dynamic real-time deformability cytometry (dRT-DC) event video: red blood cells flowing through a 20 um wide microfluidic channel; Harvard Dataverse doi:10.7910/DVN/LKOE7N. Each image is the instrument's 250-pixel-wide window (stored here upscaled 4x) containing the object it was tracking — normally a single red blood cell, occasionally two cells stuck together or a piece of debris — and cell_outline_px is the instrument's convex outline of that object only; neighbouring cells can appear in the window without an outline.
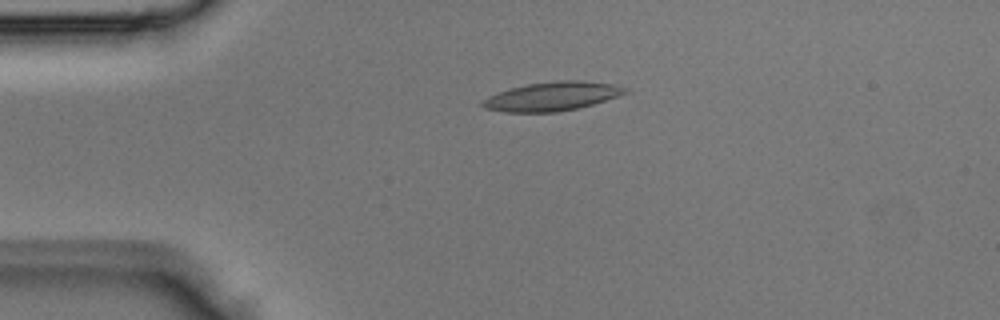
{"species": "Egyptian fruit bat (a non-hibernating species)", "species_latin": "Rousettus aegyptiacus", "temperature_condition": "room temperature", "stored_images_in_passage": 4, "camera_frame_rate_fps": 3000, "um_per_image_px": 0.085, "animal": {"sex": "male"}, "frame": {"image": 1, "passage_image": 3, "time_ms": 0.667, "image_size_px": [1000, 320], "cell_outline_px": [[628, 92], [592, 104], [576, 108], [556, 112], [504, 112], [484, 108], [480, 104], [480, 100], [496, 92], [508, 88], [528, 84], [556, 80], [584, 80], [612, 84], [628, 88]], "centroid_in_image_um": [46.85, 8.18], "position_along_channel_um": 38.1, "area_um2": 24.04}}